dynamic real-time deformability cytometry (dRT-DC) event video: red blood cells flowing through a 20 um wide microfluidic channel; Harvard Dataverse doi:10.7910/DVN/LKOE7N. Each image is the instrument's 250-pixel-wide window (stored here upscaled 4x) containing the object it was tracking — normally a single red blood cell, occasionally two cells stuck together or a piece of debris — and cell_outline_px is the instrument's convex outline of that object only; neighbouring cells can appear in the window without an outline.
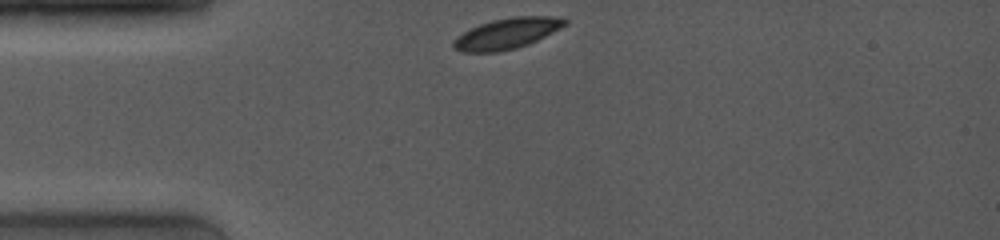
{"species": "common noctule bat (a hibernating species)", "species_latin": "Nyctalus noctula", "temperature_condition": "room temperature", "stored_images_in_passage": 44, "camera_frame_rate_fps": 4000, "um_per_image_px": 0.085, "animal": {"sex": "female", "body_mass_g": 19.0, "forearm_length_mm": 53.3}, "frame": {"image": 1, "passage_image": 1, "time_ms": 0.0, "image_size_px": [1000, 240], "cell_outline_px": [[568, 24], [528, 44], [516, 48], [500, 52], [460, 52], [452, 48], [452, 40], [456, 36], [480, 24], [492, 20], [512, 16], [564, 16], [568, 20]], "centroid_in_image_um": [43.09, 2.84], "position_along_channel_um": 41.9, "area_um2": 20.17}}
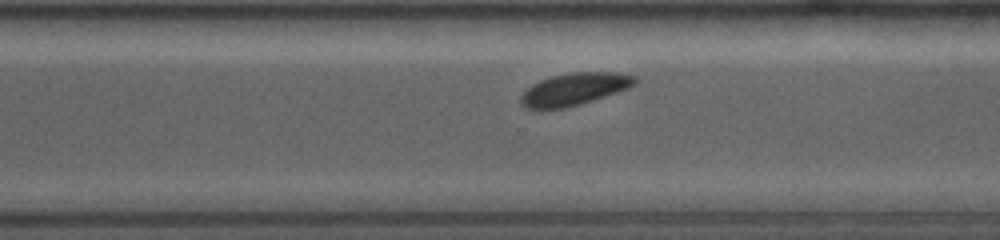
{"frame": {"image": 2, "passage_image": 32, "time_ms": 7.75, "image_size_px": [1000, 240], "cell_outline_px": [[636, 84], [628, 88], [580, 104], [564, 108], [540, 112], [524, 108], [520, 104], [520, 96], [532, 84], [540, 80], [552, 76], [572, 72], [616, 72], [636, 76]], "centroid_in_image_um": [48.74, 7.61], "position_along_channel_um": 321.9, "area_um2": 21.79}}
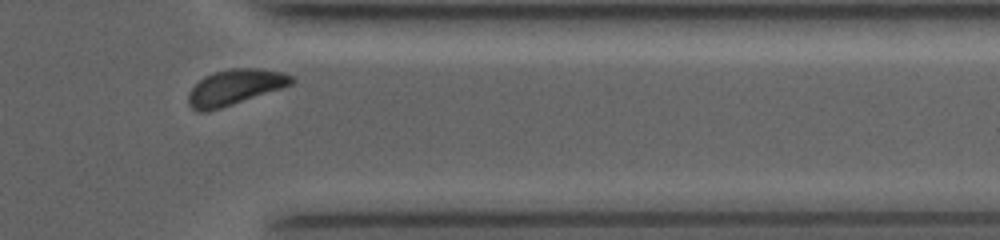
{"frame": {"image": 3, "passage_image": 41, "time_ms": 9.5, "image_size_px": [1000, 240], "cell_outline_px": [[296, 80], [292, 84], [208, 112], [196, 112], [188, 104], [188, 92], [204, 76], [216, 72], [232, 68], [260, 68], [280, 72], [292, 76]], "centroid_in_image_um": [19.93, 7.41], "position_along_channel_um": 391.5, "area_um2": 21.04}, "authors_computed_cell_mechanics": {"area_um2": 21.2415, "velocity_mm_per_s": 3.9302, "shape_relaxation_time_tau1_ms": 3.0275, "shape_relaxation_time_tau2_ms": null, "deformation_change_tau1": 0.1233, "deformation_change_tau2": null}}